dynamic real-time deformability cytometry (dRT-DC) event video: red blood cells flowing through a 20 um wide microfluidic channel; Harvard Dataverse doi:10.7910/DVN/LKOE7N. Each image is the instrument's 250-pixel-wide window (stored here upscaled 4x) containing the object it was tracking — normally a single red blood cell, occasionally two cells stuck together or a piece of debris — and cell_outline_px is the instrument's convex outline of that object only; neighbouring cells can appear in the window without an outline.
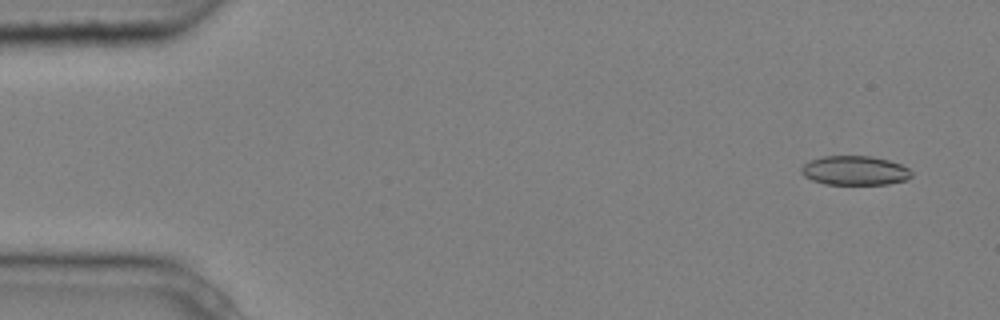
{"species": "common noctule bat (a hibernating species)", "species_latin": "Nyctalus noctula", "temperature_condition": "cold", "stored_images_in_passage": 6, "camera_frame_rate_fps": 3000, "um_per_image_px": 0.085, "animal": {"sex": "male", "body_mass_g": 20.4}, "frame": {"image": 1, "passage_image": 2, "time_ms": 0.333, "image_size_px": [1000, 320], "cell_outline_px": [[912, 176], [908, 180], [888, 184], [824, 184], [812, 180], [804, 176], [800, 172], [800, 168], [808, 160], [824, 156], [872, 156], [888, 160], [900, 164], [908, 168], [912, 172]], "centroid_in_image_um": [72.65, 14.49], "position_along_channel_um": 12.4, "area_um2": 18.96}}
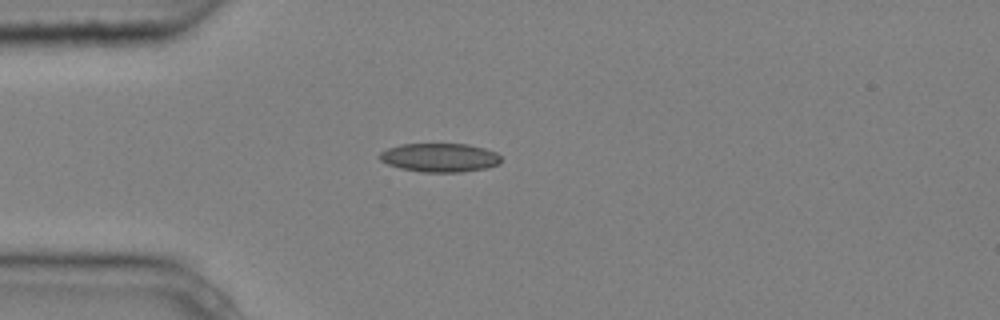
{"frame": {"image": 2, "passage_image": 5, "time_ms": 1.333, "image_size_px": [1000, 320], "cell_outline_px": [[500, 164], [488, 168], [460, 172], [420, 172], [400, 168], [388, 164], [380, 160], [376, 156], [380, 152], [388, 148], [400, 144], [468, 144], [484, 148], [496, 152], [500, 156]], "centroid_in_image_um": [37.36, 13.4], "position_along_channel_um": 47.6, "area_um2": 20.52}}